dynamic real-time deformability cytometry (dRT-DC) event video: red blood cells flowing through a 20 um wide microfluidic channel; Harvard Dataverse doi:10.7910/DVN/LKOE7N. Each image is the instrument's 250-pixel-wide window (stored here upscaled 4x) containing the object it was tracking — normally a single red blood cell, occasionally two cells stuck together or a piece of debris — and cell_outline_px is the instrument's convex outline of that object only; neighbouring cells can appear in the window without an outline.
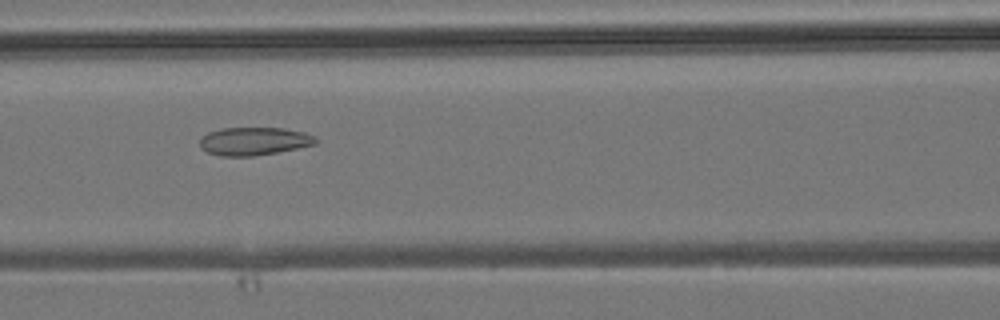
{"species": "common noctule bat (a hibernating species)", "species_latin": "Nyctalus noctula", "temperature_condition": "room temperature", "stored_images_in_passage": 5, "camera_frame_rate_fps": 3000, "um_per_image_px": 0.085, "animal": {"sex": "male", "body_mass_g": 19.2, "forearm_length_mm": 51.8}, "frame": {"image": 1, "passage_image": 4, "time_ms": 3.333, "image_size_px": [1000, 320], "cell_outline_px": [[316, 144], [276, 152], [252, 156], [220, 156], [208, 152], [200, 148], [200, 140], [208, 132], [224, 128], [284, 128], [304, 132], [312, 136], [316, 140]], "centroid_in_image_um": [21.56, 12.0], "position_along_channel_um": 145.0, "area_um2": 18.67}}
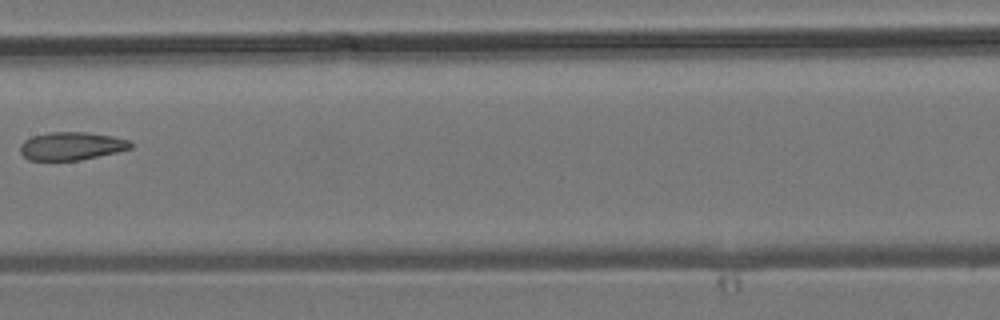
{"frame": {"image": 2, "passage_image": 5, "time_ms": 4.667, "image_size_px": [1000, 320], "cell_outline_px": [[132, 148], [116, 152], [80, 160], [28, 160], [20, 152], [20, 144], [24, 140], [32, 136], [48, 132], [84, 132], [112, 136], [128, 140], [132, 144]], "centroid_in_image_um": [6.04, 12.41], "position_along_channel_um": 201.4, "area_um2": 17.98}}